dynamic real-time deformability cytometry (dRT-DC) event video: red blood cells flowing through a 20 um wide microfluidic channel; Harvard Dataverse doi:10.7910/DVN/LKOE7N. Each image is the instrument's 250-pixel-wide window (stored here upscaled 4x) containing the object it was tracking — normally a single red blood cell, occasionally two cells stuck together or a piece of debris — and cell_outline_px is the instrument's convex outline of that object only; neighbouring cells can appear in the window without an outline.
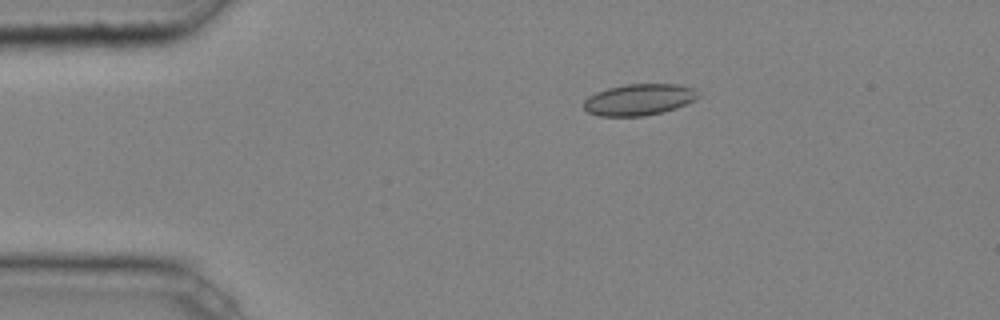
{"species": "common noctule bat (a hibernating species)", "species_latin": "Nyctalus noctula", "temperature_condition": "cold", "stored_images_in_passage": 4, "camera_frame_rate_fps": 3000, "um_per_image_px": 0.085, "animal": {"sex": "male", "body_mass_g": 20.4}, "frame": {"image": 1, "passage_image": 3, "time_ms": 0.667, "image_size_px": [1000, 320], "cell_outline_px": [[700, 96], [696, 100], [676, 108], [664, 112], [644, 116], [600, 116], [588, 112], [584, 108], [584, 100], [588, 96], [596, 92], [608, 88], [628, 84], [676, 84], [692, 88]], "centroid_in_image_um": [54.31, 8.47], "position_along_channel_um": 30.7, "area_um2": 20.92}}